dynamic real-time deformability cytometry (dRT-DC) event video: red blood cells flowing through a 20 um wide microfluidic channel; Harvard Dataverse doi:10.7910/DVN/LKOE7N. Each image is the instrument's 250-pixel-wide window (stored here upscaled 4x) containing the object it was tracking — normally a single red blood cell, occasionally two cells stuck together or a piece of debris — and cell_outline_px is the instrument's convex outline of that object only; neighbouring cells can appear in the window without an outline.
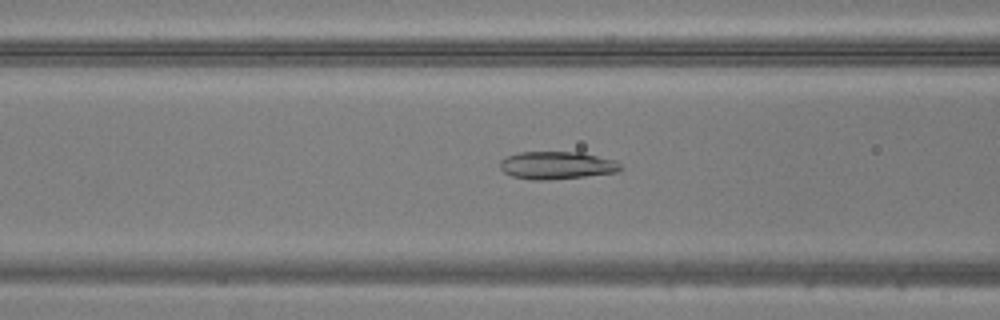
{"species": "common noctule bat (a hibernating species)", "species_latin": "Nyctalus noctula", "temperature_condition": "warm", "stored_images_in_passage": 42, "camera_frame_rate_fps": 3000, "um_per_image_px": 0.085, "animal": {"sex": "male", "body_mass_g": 20.5, "forearm_length_mm": 52.5}, "frame": {"image": 1, "passage_image": 12, "time_ms": 3.667, "image_size_px": [1000, 320], "cell_outline_px": [[620, 168], [616, 172], [584, 176], [548, 180], [532, 180], [512, 176], [504, 172], [500, 168], [500, 160], [508, 156], [520, 152], [580, 152], [616, 160], [620, 164]], "centroid_in_image_um": [47.3, 14.05], "position_along_channel_um": 119.3, "area_um2": 19.31}}
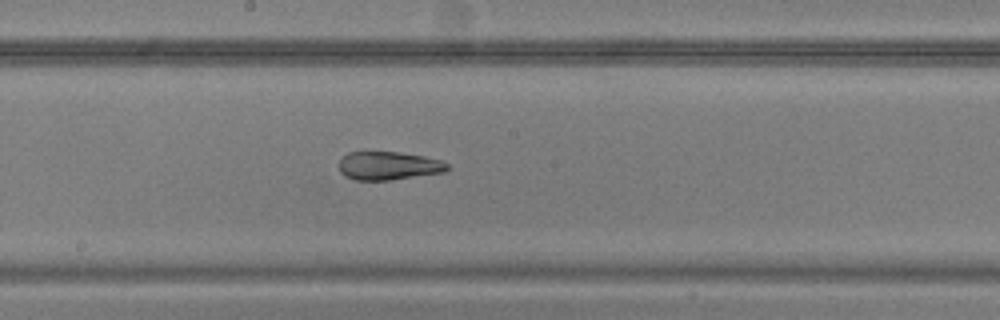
{"frame": {"image": 2, "passage_image": 19, "time_ms": 6.0, "image_size_px": [1000, 320], "cell_outline_px": [[448, 168], [444, 172], [388, 180], [356, 180], [344, 176], [340, 172], [340, 160], [348, 152], [400, 152], [424, 156], [440, 160], [448, 164]], "centroid_in_image_um": [33.01, 14.08], "position_along_channel_um": 215.2, "area_um2": 17.74}}
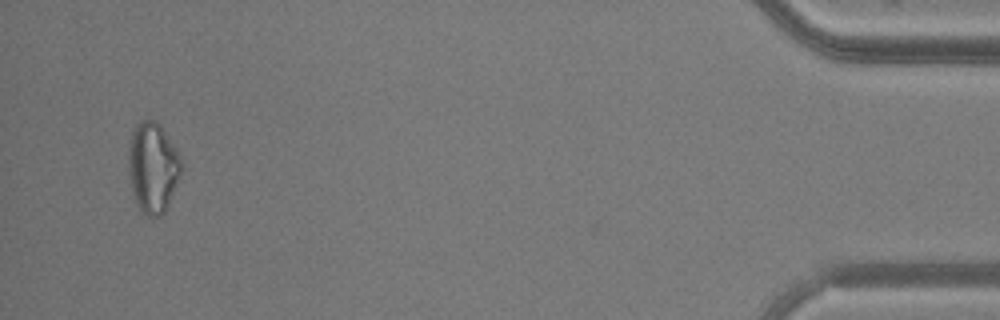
{"frame": {"image": 3, "passage_image": 40, "time_ms": 13.0, "image_size_px": [1000, 320], "cell_outline_px": [[184, 164], [168, 204], [164, 212], [160, 216], [148, 216], [140, 208], [132, 192], [128, 172], [128, 148], [132, 132], [136, 124], [140, 120], [152, 120], [160, 124], [184, 160]], "centroid_in_image_um": [12.99, 14.19], "position_along_channel_um": 422.2, "area_um2": 27.92}}